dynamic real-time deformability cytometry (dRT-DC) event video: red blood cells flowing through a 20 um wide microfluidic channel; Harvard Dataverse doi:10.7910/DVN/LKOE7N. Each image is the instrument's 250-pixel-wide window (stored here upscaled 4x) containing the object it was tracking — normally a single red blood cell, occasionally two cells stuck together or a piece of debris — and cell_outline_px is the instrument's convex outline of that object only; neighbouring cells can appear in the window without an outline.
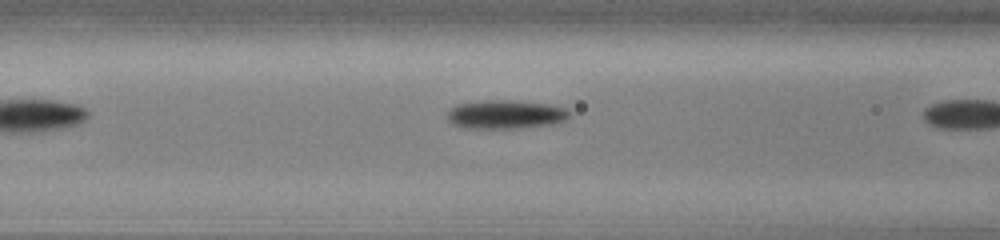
{"species": "common noctule bat (a hibernating species)", "species_latin": "Nyctalus noctula", "temperature_condition": "cold", "stored_images_in_passage": 8, "camera_frame_rate_fps": 3000, "um_per_image_px": 0.085, "animal": {"sex": "male", "body_mass_g": 13.0, "forearm_length_mm": 53.1}, "frame": {"image": 1, "passage_image": 7, "time_ms": 2.0, "image_size_px": [1000, 240], "cell_outline_px": [[568, 116], [564, 120], [548, 124], [520, 128], [464, 128], [452, 124], [448, 120], [448, 112], [452, 108], [460, 104], [484, 100], [508, 100], [548, 104], [568, 108]], "centroid_in_image_um": [42.95, 9.72], "position_along_channel_um": 123.7, "area_um2": 20.11}}